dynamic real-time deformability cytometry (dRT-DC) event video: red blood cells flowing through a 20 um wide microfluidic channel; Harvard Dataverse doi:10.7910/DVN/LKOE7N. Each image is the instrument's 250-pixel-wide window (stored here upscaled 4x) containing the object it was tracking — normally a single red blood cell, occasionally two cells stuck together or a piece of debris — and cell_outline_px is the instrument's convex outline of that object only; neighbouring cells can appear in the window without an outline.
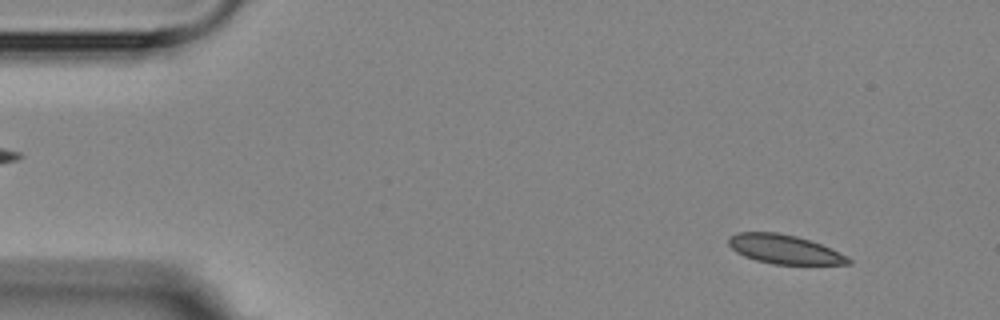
{"species": "Egyptian fruit bat (a non-hibernating species)", "species_latin": "Rousettus aegyptiacus", "temperature_condition": "room temperature", "stored_images_in_passage": 4, "camera_frame_rate_fps": 3000, "um_per_image_px": 0.085, "animal": {"sex": "female"}, "frame": {"image": 1, "passage_image": 1, "time_ms": 0.0, "image_size_px": [1000, 320], "cell_outline_px": [[852, 264], [772, 264], [756, 260], [744, 256], [736, 252], [728, 244], [728, 236], [736, 232], [776, 232], [796, 236], [832, 248], [852, 260]], "centroid_in_image_um": [66.64, 21.18], "position_along_channel_um": 18.4, "area_um2": 20.23}}